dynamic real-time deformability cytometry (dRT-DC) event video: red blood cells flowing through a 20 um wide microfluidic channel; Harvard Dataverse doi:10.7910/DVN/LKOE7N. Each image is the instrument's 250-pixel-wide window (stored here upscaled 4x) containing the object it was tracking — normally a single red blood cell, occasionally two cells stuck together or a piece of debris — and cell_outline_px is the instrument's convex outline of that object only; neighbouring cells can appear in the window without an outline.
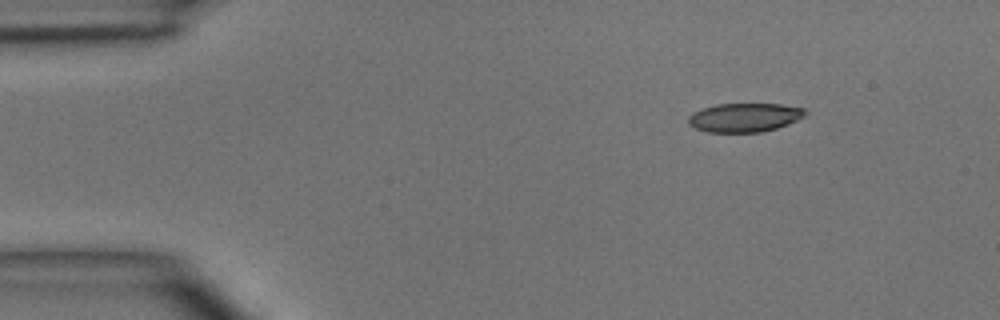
{"species": "common noctule bat (a hibernating species)", "species_latin": "Nyctalus noctula", "temperature_condition": "room temperature", "stored_images_in_passage": 3, "camera_frame_rate_fps": 3000, "um_per_image_px": 0.085, "animal": {"sex": "male", "body_mass_g": 15.6}, "frame": {"image": 1, "passage_image": 3, "time_ms": 2.333, "image_size_px": [1000, 320], "cell_outline_px": [[808, 112], [804, 116], [788, 124], [776, 128], [760, 132], [704, 132], [688, 124], [688, 116], [692, 112], [716, 104], [780, 104], [804, 108]], "centroid_in_image_um": [63.27, 9.98], "position_along_channel_um": 21.7, "area_um2": 19.65}}